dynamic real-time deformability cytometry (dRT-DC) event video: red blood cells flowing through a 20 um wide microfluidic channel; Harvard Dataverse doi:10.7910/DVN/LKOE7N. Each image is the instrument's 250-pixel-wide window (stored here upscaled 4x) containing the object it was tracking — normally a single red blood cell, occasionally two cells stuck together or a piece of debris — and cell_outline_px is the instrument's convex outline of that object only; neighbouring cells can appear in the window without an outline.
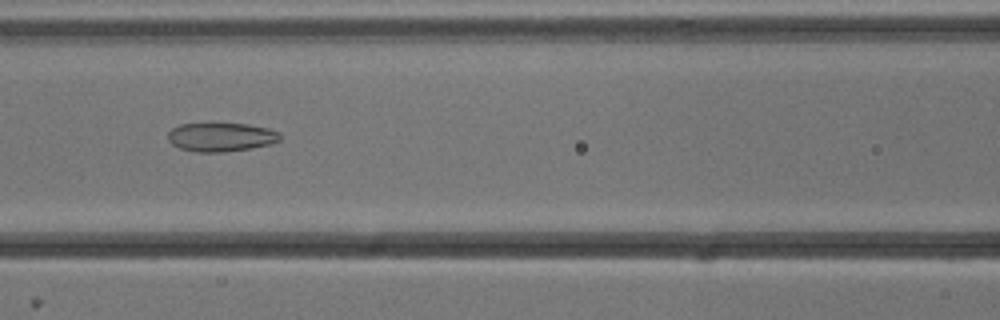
{"species": "common noctule bat (a hibernating species)", "species_latin": "Nyctalus noctula", "temperature_condition": "cold", "stored_images_in_passage": 51, "camera_frame_rate_fps": 3000, "um_per_image_px": 0.085, "animal": {"sex": "male", "body_mass_g": 13.3}, "frame": {"image": 1, "passage_image": 21, "time_ms": 6.667, "image_size_px": [1000, 320], "cell_outline_px": [[280, 140], [268, 144], [252, 148], [224, 152], [196, 152], [180, 148], [172, 144], [168, 140], [168, 132], [172, 128], [180, 124], [212, 120], [248, 124], [268, 128], [280, 132]], "centroid_in_image_um": [18.75, 11.59], "position_along_channel_um": 147.9, "area_um2": 19.71}}
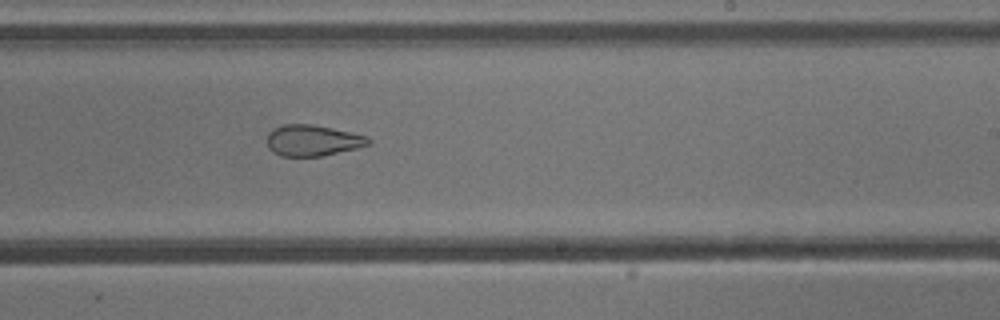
{"frame": {"image": 2, "passage_image": 30, "time_ms": 9.667, "image_size_px": [1000, 320], "cell_outline_px": [[372, 144], [356, 148], [320, 156], [280, 156], [272, 152], [268, 148], [268, 132], [272, 128], [284, 124], [312, 124], [332, 128], [368, 136], [372, 140]], "centroid_in_image_um": [26.57, 11.93], "position_along_channel_um": 262.4, "area_um2": 18.44}}
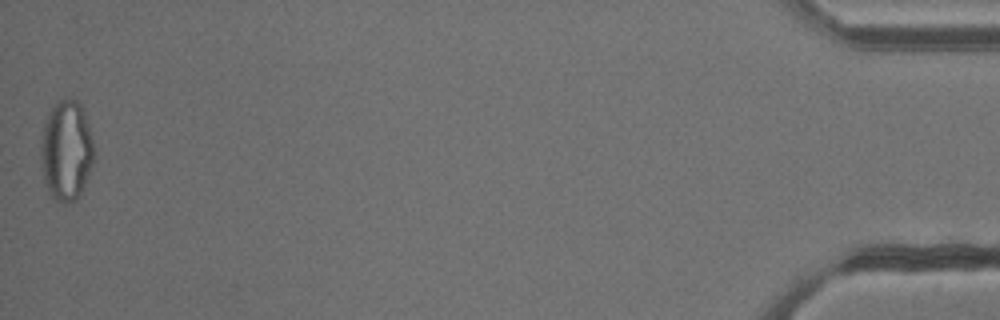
{"frame": {"image": 3, "passage_image": 51, "time_ms": 16.667, "image_size_px": [1000, 320], "cell_outline_px": [[92, 164], [84, 184], [76, 200], [68, 204], [64, 204], [56, 200], [48, 192], [44, 180], [40, 160], [40, 144], [44, 124], [52, 108], [60, 100], [76, 100], [84, 108], [92, 140]], "centroid_in_image_um": [5.61, 12.82], "position_along_channel_um": 429.6, "area_um2": 30.69}, "authors_computed_cell_mechanics": {"area_um2": 24.9696, "velocity_mm_per_s": 3.8225, "shape_relaxation_time_tau1_ms": null, "shape_relaxation_time_tau2_ms": 3.7986, "deformation_change_tau1": null, "deformation_change_tau2": 0.1238}}